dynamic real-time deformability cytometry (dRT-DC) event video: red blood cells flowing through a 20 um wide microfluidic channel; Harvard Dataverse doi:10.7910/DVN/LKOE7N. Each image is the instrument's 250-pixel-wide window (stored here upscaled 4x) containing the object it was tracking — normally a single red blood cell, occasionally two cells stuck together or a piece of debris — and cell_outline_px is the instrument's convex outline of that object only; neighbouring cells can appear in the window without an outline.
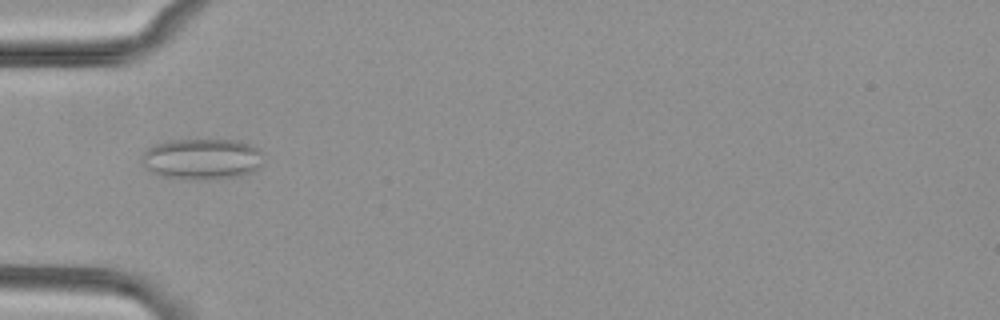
{"species": "common noctule bat (a hibernating species)", "species_latin": "Nyctalus noctula", "temperature_condition": "cold", "stored_images_in_passage": 54, "camera_frame_rate_fps": 3000, "um_per_image_px": 0.085, "animal": {"sex": "female", "body_mass_g": 29.2, "forearm_length_mm": 56.3}, "frame": {"image": 1, "passage_image": 18, "time_ms": 5.667, "image_size_px": [1000, 320], "cell_outline_px": [[260, 164], [252, 172], [240, 176], [204, 180], [188, 180], [164, 176], [152, 172], [144, 168], [140, 160], [144, 152], [148, 148], [156, 144], [168, 140], [240, 140], [256, 148], [260, 152]], "centroid_in_image_um": [17.11, 13.52], "position_along_channel_um": 67.9, "area_um2": 29.02}}
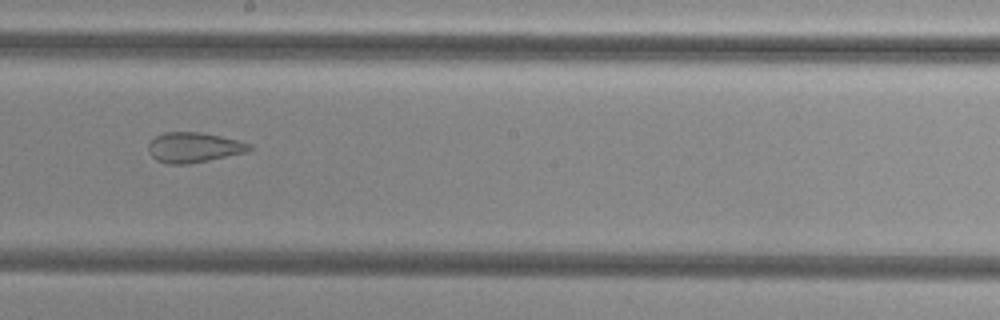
{"frame": {"image": 2, "passage_image": 31, "time_ms": 10.0, "image_size_px": [1000, 320], "cell_outline_px": [[252, 148], [248, 152], [188, 164], [168, 164], [156, 160], [148, 152], [148, 144], [156, 136], [164, 132], [200, 132], [220, 136], [252, 144]], "centroid_in_image_um": [16.46, 12.53], "position_along_channel_um": 231.7, "area_um2": 17.69}}
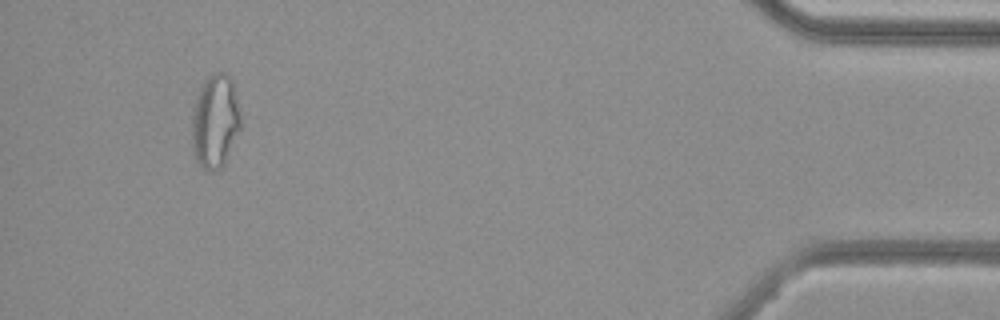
{"frame": {"image": 3, "passage_image": 51, "time_ms": 16.667, "image_size_px": [1000, 320], "cell_outline_px": [[240, 128], [224, 164], [220, 168], [212, 172], [208, 172], [200, 168], [192, 152], [192, 116], [196, 96], [204, 80], [212, 72], [228, 72], [232, 76], [240, 116]], "centroid_in_image_um": [18.27, 10.3], "position_along_channel_um": 416.9, "area_um2": 26.99}, "authors_computed_cell_mechanics": {"area_um2": 24.7673, "velocity_mm_per_s": 3.7967, "shape_relaxation_time_tau1_ms": null, "shape_relaxation_time_tau2_ms": 1.7343, "deformation_change_tau1": null, "deformation_change_tau2": 0.0972}}